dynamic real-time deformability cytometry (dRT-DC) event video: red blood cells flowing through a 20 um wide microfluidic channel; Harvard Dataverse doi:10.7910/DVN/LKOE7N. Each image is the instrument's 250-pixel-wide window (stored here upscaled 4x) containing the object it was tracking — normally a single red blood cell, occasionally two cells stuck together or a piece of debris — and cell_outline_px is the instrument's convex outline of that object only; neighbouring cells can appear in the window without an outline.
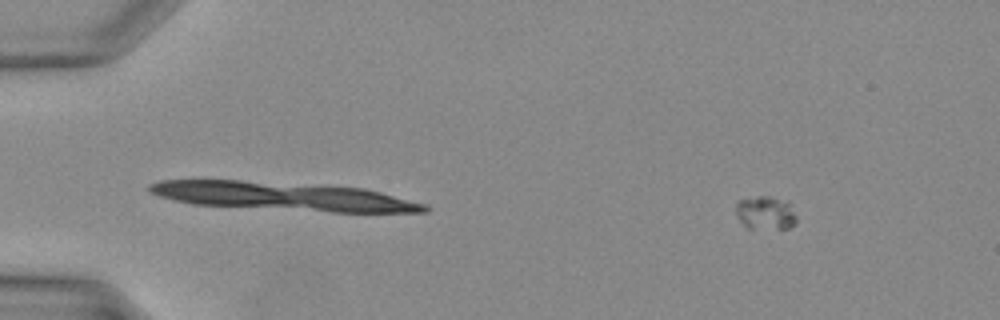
{"species": "Egyptian fruit bat (a non-hibernating species)", "species_latin": "Rousettus aegyptiacus", "temperature_condition": "warm", "stored_images_in_passage": 24, "camera_frame_rate_fps": 3000, "um_per_image_px": 0.085, "animal": {"sex": "female"}, "frame": {"image": 1, "passage_image": 4, "time_ms": 1.0, "image_size_px": [1000, 320], "cell_outline_px": [[796, 224], [788, 228], [748, 228], [736, 216], [736, 204], [740, 200], [760, 196], [768, 196], [788, 204], [796, 216]], "centroid_in_image_um": [65.04, 18.12], "position_along_channel_um": 20.0, "area_um2": 11.39}}
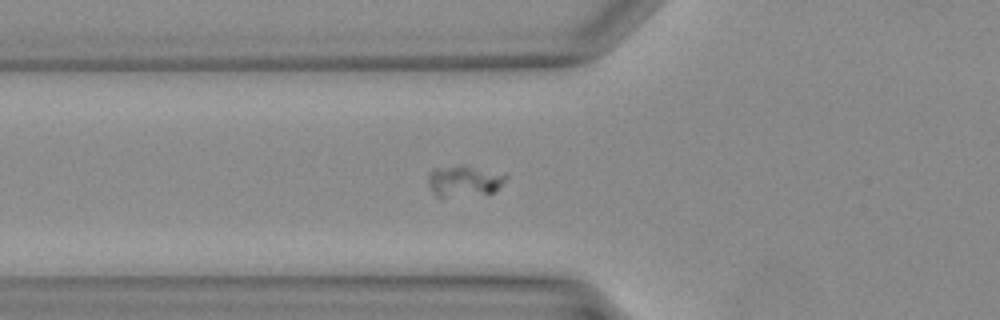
{"frame": {"image": 2, "passage_image": 14, "time_ms": 4.333, "image_size_px": [1000, 320], "cell_outline_px": [[508, 176], [492, 192], [444, 196], [436, 196], [428, 184], [428, 176], [432, 168], [468, 168]], "centroid_in_image_um": [39.33, 15.42], "position_along_channel_um": 86.5, "area_um2": 12.48}}
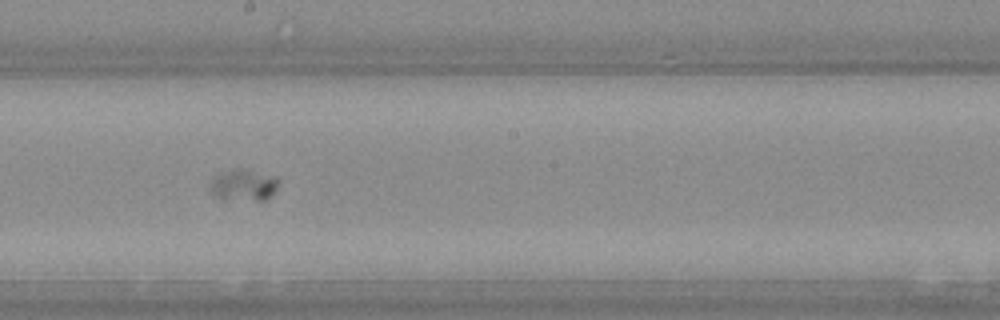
{"frame": {"image": 3, "passage_image": 22, "time_ms": 7.0, "image_size_px": [1000, 320], "cell_outline_px": [[280, 180], [276, 188], [264, 200], [256, 200], [216, 196], [212, 192], [208, 180], [212, 176], [220, 172], [236, 168], [244, 168], [276, 176]], "centroid_in_image_um": [20.68, 15.66], "position_along_channel_um": 227.5, "area_um2": 12.43}}